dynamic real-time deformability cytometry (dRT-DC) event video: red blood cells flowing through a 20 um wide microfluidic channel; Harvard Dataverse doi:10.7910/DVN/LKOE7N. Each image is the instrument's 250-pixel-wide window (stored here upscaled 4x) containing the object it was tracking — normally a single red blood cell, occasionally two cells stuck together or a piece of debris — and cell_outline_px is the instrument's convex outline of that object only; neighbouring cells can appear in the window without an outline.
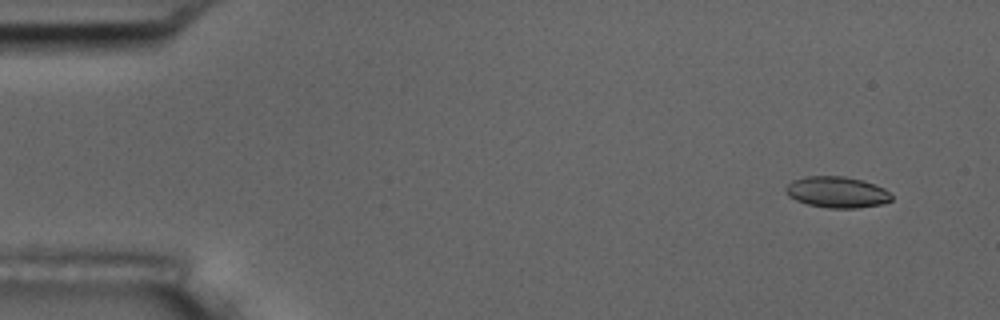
{"species": "common noctule bat (a hibernating species)", "species_latin": "Nyctalus noctula", "temperature_condition": "room temperature", "stored_images_in_passage": 56, "camera_frame_rate_fps": 3000, "um_per_image_px": 0.085, "animal": {"sex": "male", "body_mass_g": 17.5, "forearm_length_mm": 52.3}, "frame": {"image": 1, "passage_image": 4, "time_ms": 1.0, "image_size_px": [1000, 320], "cell_outline_px": [[892, 200], [884, 204], [860, 208], [828, 208], [808, 204], [796, 200], [788, 196], [784, 192], [784, 188], [792, 180], [804, 176], [844, 176], [864, 180], [876, 184], [884, 188], [892, 196]], "centroid_in_image_um": [71.14, 16.33], "position_along_channel_um": 13.9, "area_um2": 19.54}}
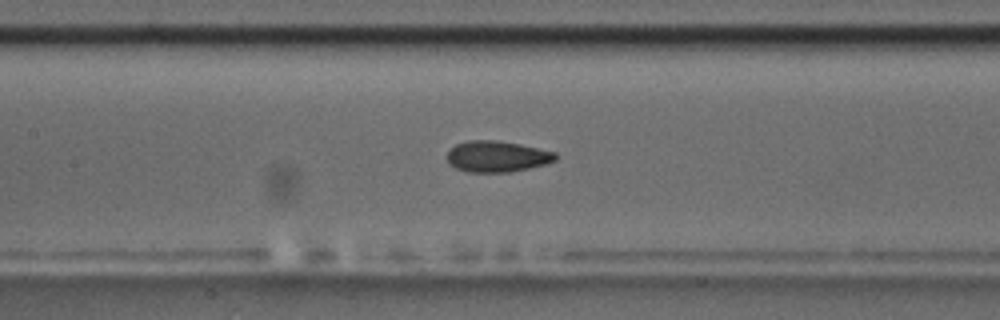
{"frame": {"image": 2, "passage_image": 26, "time_ms": 8.333, "image_size_px": [1000, 320], "cell_outline_px": [[556, 160], [544, 164], [528, 168], [508, 172], [468, 172], [456, 168], [448, 160], [448, 152], [456, 144], [468, 140], [496, 140], [520, 144], [556, 152]], "centroid_in_image_um": [42.25, 13.29], "position_along_channel_um": 165.1, "area_um2": 19.42}}
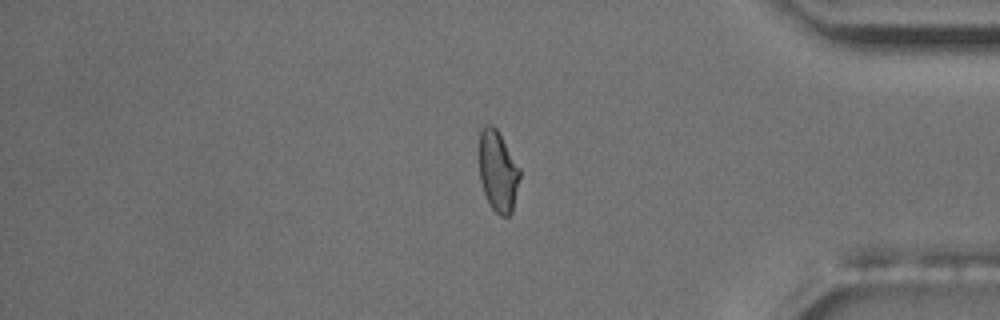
{"frame": {"image": 3, "passage_image": 47, "time_ms": 15.333, "image_size_px": [1000, 320], "cell_outline_px": [[520, 176], [512, 212], [508, 216], [500, 216], [492, 208], [484, 192], [480, 180], [480, 128], [484, 124], [492, 124], [496, 128], [520, 168]], "centroid_in_image_um": [42.32, 14.54], "position_along_channel_um": 392.9, "area_um2": 18.96}, "authors_computed_cell_mechanics": {"area_um2": 19.4497, "velocity_mm_per_s": 3.6143, "shape_relaxation_time_tau1_ms": null, "shape_relaxation_time_tau2_ms": 1.237, "deformation_change_tau1": null, "deformation_change_tau2": 0.0742}}